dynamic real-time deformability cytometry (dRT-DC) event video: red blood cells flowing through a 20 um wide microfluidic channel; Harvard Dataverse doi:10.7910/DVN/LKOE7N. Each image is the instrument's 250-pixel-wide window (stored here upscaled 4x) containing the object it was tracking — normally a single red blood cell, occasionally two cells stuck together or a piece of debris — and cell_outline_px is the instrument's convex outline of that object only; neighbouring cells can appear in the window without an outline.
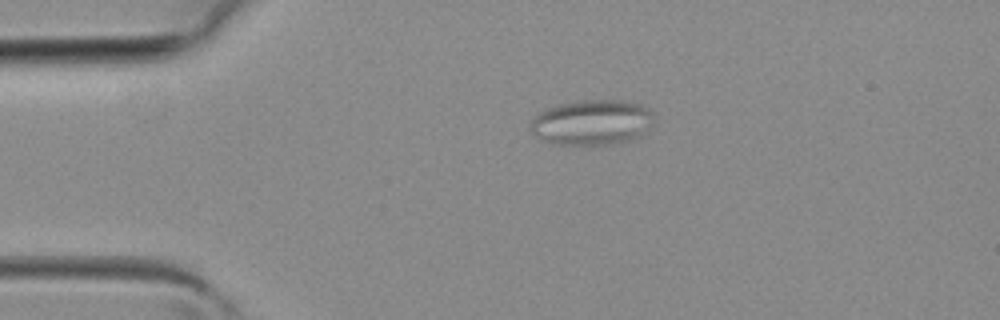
{"species": "common noctule bat (a hibernating species)", "species_latin": "Nyctalus noctula", "temperature_condition": "room temperature", "stored_images_in_passage": 34, "camera_frame_rate_fps": 3000, "um_per_image_px": 0.085, "animal": {"sex": "female", "body_mass_g": 19.3, "forearm_length_mm": 54.1}, "frame": {"image": 1, "passage_image": 2, "time_ms": 0.333, "image_size_px": [1000, 320], "cell_outline_px": [[656, 112], [652, 120], [644, 132], [640, 136], [628, 140], [608, 144], [552, 144], [540, 140], [532, 132], [528, 124], [540, 112], [548, 108], [560, 104], [584, 100], [624, 100], [640, 104]], "centroid_in_image_um": [50.3, 10.39], "position_along_channel_um": 34.7, "area_um2": 32.48}}
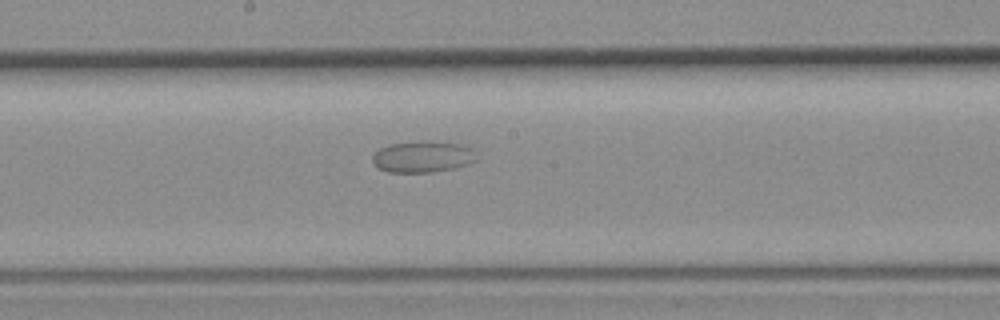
{"frame": {"image": 2, "passage_image": 15, "time_ms": 4.667, "image_size_px": [1000, 320], "cell_outline_px": [[476, 160], [456, 168], [428, 172], [388, 172], [380, 168], [372, 160], [372, 156], [380, 148], [388, 144], [460, 144], [472, 148]], "centroid_in_image_um": [35.91, 13.37], "position_along_channel_um": 212.3, "area_um2": 17.86}}
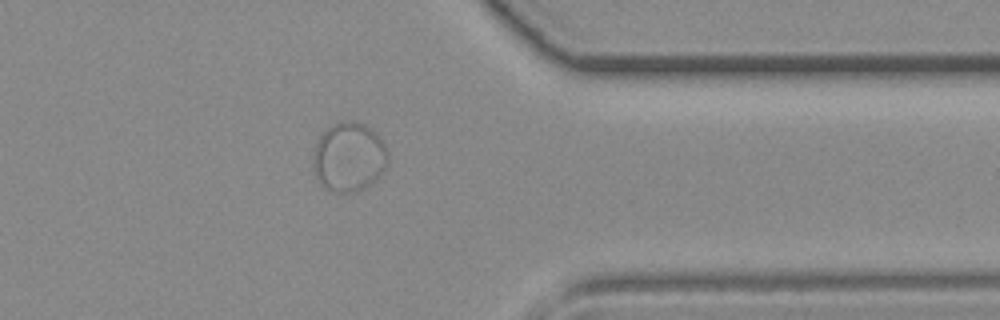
{"frame": {"image": 3, "passage_image": 26, "time_ms": 8.333, "image_size_px": [1000, 320], "cell_outline_px": [[388, 160], [380, 176], [364, 188], [352, 192], [336, 192], [324, 188], [320, 184], [312, 168], [312, 152], [316, 140], [320, 132], [332, 124], [340, 120], [352, 120], [364, 124], [372, 128], [376, 132], [384, 144], [388, 152]], "centroid_in_image_um": [29.61, 13.31], "position_along_channel_um": 381.8, "area_um2": 30.87}}